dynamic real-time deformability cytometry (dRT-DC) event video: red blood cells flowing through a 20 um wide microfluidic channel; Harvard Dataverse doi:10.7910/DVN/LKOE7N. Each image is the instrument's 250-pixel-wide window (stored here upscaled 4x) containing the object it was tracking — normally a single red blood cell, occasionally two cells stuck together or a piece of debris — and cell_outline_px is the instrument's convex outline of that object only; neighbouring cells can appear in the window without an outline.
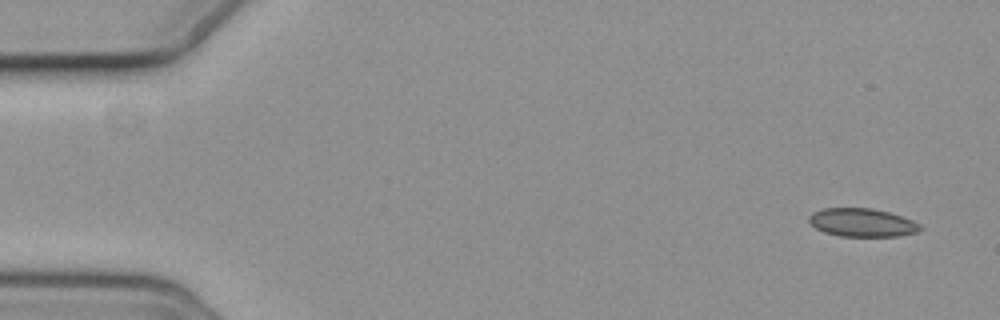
{"species": "common noctule bat (a hibernating species)", "species_latin": "Nyctalus noctula", "temperature_condition": "cold", "stored_images_in_passage": 4, "camera_frame_rate_fps": 3000, "um_per_image_px": 0.085, "animal": {"sex": "female", "body_mass_g": 19.3, "forearm_length_mm": 54.1}, "frame": {"image": 1, "passage_image": 1, "time_ms": 0.0, "image_size_px": [1000, 320], "cell_outline_px": [[924, 228], [916, 232], [900, 236], [840, 236], [824, 232], [816, 228], [808, 220], [808, 216], [812, 212], [824, 208], [872, 208], [888, 212], [912, 220], [920, 224]], "centroid_in_image_um": [73.28, 18.92], "position_along_channel_um": 11.7, "area_um2": 18.32}}
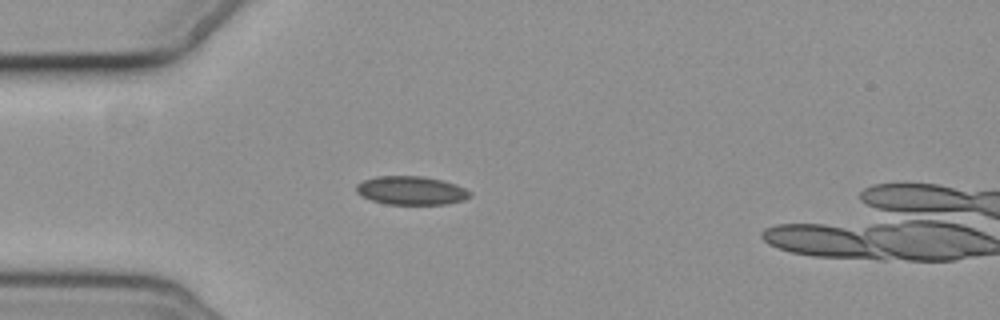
{"frame": {"image": 2, "passage_image": 4, "time_ms": 4.333, "image_size_px": [1000, 320], "cell_outline_px": [[472, 196], [464, 200], [444, 204], [388, 204], [372, 200], [356, 192], [356, 184], [364, 180], [376, 176], [424, 176], [444, 180], [456, 184], [472, 192]], "centroid_in_image_um": [34.99, 16.18], "position_along_channel_um": 50.0, "area_um2": 18.96}}